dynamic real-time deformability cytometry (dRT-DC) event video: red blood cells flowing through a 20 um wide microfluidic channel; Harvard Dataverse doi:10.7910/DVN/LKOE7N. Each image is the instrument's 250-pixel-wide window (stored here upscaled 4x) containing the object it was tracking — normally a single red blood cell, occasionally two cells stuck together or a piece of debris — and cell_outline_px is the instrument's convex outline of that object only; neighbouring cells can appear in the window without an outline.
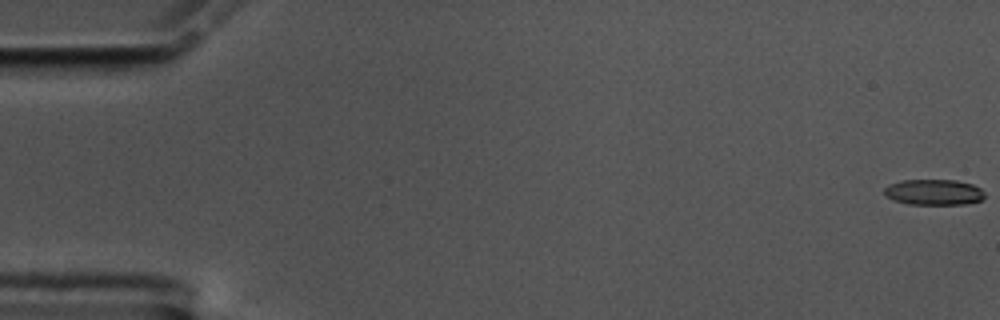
{"species": "common noctule bat (a hibernating species)", "species_latin": "Nyctalus noctula", "temperature_condition": "cold", "stored_images_in_passage": 10, "camera_frame_rate_fps": 3000, "um_per_image_px": 0.085, "animal": {"sex": "male", "body_mass_g": 17.5, "forearm_length_mm": 52.3}, "frame": {"image": 1, "passage_image": 1, "time_ms": 0.0, "image_size_px": [1000, 320], "cell_outline_px": [[984, 200], [964, 204], [908, 204], [892, 200], [884, 196], [884, 188], [888, 184], [900, 180], [956, 180], [972, 184], [980, 188], [984, 192]], "centroid_in_image_um": [79.34, 16.33], "position_along_channel_um": 5.7, "area_um2": 15.26}}